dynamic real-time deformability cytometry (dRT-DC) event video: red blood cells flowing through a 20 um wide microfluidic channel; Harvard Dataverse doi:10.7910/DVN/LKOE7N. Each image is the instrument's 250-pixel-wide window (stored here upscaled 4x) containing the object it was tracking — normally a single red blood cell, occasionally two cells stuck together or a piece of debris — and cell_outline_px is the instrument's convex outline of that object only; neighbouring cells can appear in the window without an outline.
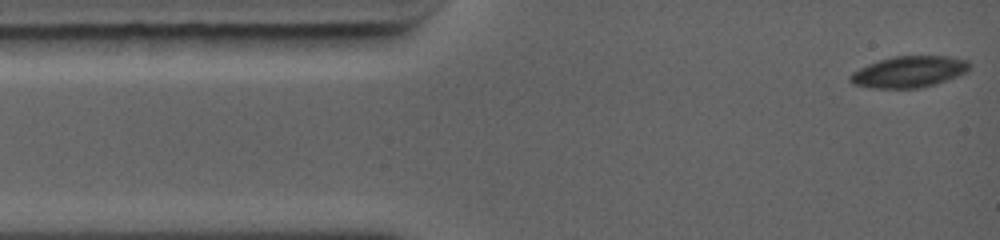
{"species": "common noctule bat (a hibernating species)", "species_latin": "Nyctalus noctula", "temperature_condition": "warm", "stored_images_in_passage": 55, "camera_frame_rate_fps": 5000, "um_per_image_px": 0.085, "animal": {"sex": "female", "body_mass_g": 19.0, "forearm_length_mm": 56.7}, "frame": {"image": 1, "passage_image": 1, "time_ms": 0.0, "image_size_px": [1000, 240], "cell_outline_px": [[972, 64], [964, 72], [956, 76], [936, 84], [920, 88], [872, 88], [852, 84], [848, 80], [848, 76], [852, 72], [868, 64], [892, 56], [952, 56], [968, 60]], "centroid_in_image_um": [77.24, 6.1], "position_along_channel_um": 7.8, "area_um2": 21.85}}
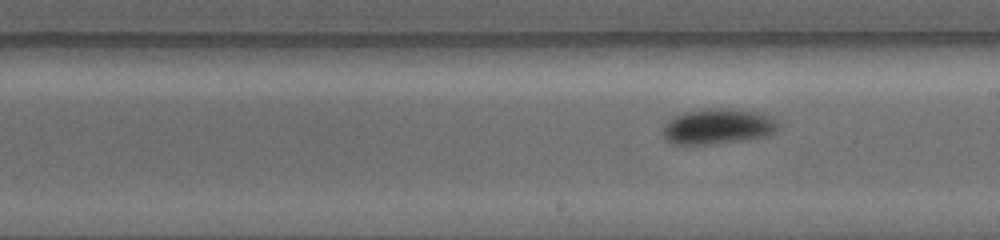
{"frame": {"image": 2, "passage_image": 23, "time_ms": 6.6, "image_size_px": [1000, 240], "cell_outline_px": [[780, 128], [776, 132], [768, 136], [712, 144], [672, 144], [664, 140], [660, 132], [664, 124], [668, 120], [684, 112], [708, 108], [732, 108], [756, 112], [768, 116], [776, 120], [780, 124]], "centroid_in_image_um": [60.99, 10.75], "position_along_channel_um": 228.0, "area_um2": 24.16}}
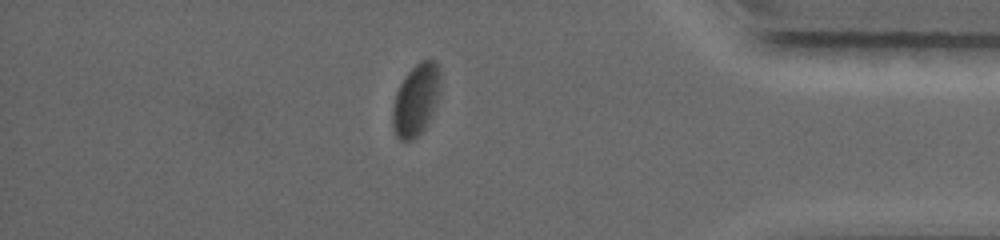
{"frame": {"image": 3, "passage_image": 38, "time_ms": 11.2, "image_size_px": [1000, 240], "cell_outline_px": [[440, 84], [436, 100], [432, 112], [424, 128], [412, 140], [400, 140], [396, 136], [392, 124], [392, 108], [396, 92], [404, 76], [420, 60], [436, 60], [440, 68]], "centroid_in_image_um": [35.34, 8.45], "position_along_channel_um": 399.9, "area_um2": 19.77}, "authors_computed_cell_mechanics": {"area_um2": 21.9062, "velocity_mm_per_s": 4.3681, "shape_relaxation_time_tau1_ms": 1.6208, "shape_relaxation_time_tau2_ms": null, "deformation_change_tau1": 0.0916, "deformation_change_tau2": null}}